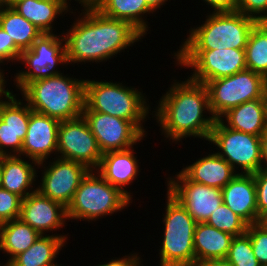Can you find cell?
Listing matches in <instances>:
<instances>
[{"mask_svg":"<svg viewBox=\"0 0 267 266\" xmlns=\"http://www.w3.org/2000/svg\"><path fill=\"white\" fill-rule=\"evenodd\" d=\"M75 20L62 32L71 65L107 62L144 38L129 22L107 17L97 9H82Z\"/></svg>","mask_w":267,"mask_h":266,"instance_id":"1","label":"cell"},{"mask_svg":"<svg viewBox=\"0 0 267 266\" xmlns=\"http://www.w3.org/2000/svg\"><path fill=\"white\" fill-rule=\"evenodd\" d=\"M173 81L151 111L152 118L155 117L165 140L172 143H182L188 137L208 141L216 118L211 113L205 84L189 77Z\"/></svg>","mask_w":267,"mask_h":266,"instance_id":"2","label":"cell"},{"mask_svg":"<svg viewBox=\"0 0 267 266\" xmlns=\"http://www.w3.org/2000/svg\"><path fill=\"white\" fill-rule=\"evenodd\" d=\"M85 79L64 74L29 83L20 93L32 111L70 120L82 115Z\"/></svg>","mask_w":267,"mask_h":266,"instance_id":"3","label":"cell"},{"mask_svg":"<svg viewBox=\"0 0 267 266\" xmlns=\"http://www.w3.org/2000/svg\"><path fill=\"white\" fill-rule=\"evenodd\" d=\"M141 91L121 82L86 79L84 105L91 111L130 121L146 137L147 128L144 129L143 125L152 113L149 112V99Z\"/></svg>","mask_w":267,"mask_h":266,"instance_id":"4","label":"cell"},{"mask_svg":"<svg viewBox=\"0 0 267 266\" xmlns=\"http://www.w3.org/2000/svg\"><path fill=\"white\" fill-rule=\"evenodd\" d=\"M210 13L203 24L189 29L178 50L245 49L258 21L238 11Z\"/></svg>","mask_w":267,"mask_h":266,"instance_id":"5","label":"cell"},{"mask_svg":"<svg viewBox=\"0 0 267 266\" xmlns=\"http://www.w3.org/2000/svg\"><path fill=\"white\" fill-rule=\"evenodd\" d=\"M133 201L118 187L107 182L96 170L81 180L67 207L68 220L97 221L129 207Z\"/></svg>","mask_w":267,"mask_h":266,"instance_id":"6","label":"cell"},{"mask_svg":"<svg viewBox=\"0 0 267 266\" xmlns=\"http://www.w3.org/2000/svg\"><path fill=\"white\" fill-rule=\"evenodd\" d=\"M159 266H191L195 262L194 230L197 222L168 190Z\"/></svg>","mask_w":267,"mask_h":266,"instance_id":"7","label":"cell"},{"mask_svg":"<svg viewBox=\"0 0 267 266\" xmlns=\"http://www.w3.org/2000/svg\"><path fill=\"white\" fill-rule=\"evenodd\" d=\"M18 63L27 68L17 71L13 77V84L20 92L33 81L62 74L59 64L69 65L63 34H42L30 49L21 52Z\"/></svg>","mask_w":267,"mask_h":266,"instance_id":"8","label":"cell"},{"mask_svg":"<svg viewBox=\"0 0 267 266\" xmlns=\"http://www.w3.org/2000/svg\"><path fill=\"white\" fill-rule=\"evenodd\" d=\"M171 55L175 66L192 69L188 77L203 84L247 69L245 49L177 50Z\"/></svg>","mask_w":267,"mask_h":266,"instance_id":"9","label":"cell"},{"mask_svg":"<svg viewBox=\"0 0 267 266\" xmlns=\"http://www.w3.org/2000/svg\"><path fill=\"white\" fill-rule=\"evenodd\" d=\"M208 142L211 146L213 144V147L217 146L216 153L224 158L237 174H255L261 170V136L228 128L216 119Z\"/></svg>","mask_w":267,"mask_h":266,"instance_id":"10","label":"cell"},{"mask_svg":"<svg viewBox=\"0 0 267 266\" xmlns=\"http://www.w3.org/2000/svg\"><path fill=\"white\" fill-rule=\"evenodd\" d=\"M266 79L252 70H243L228 77L205 83L209 105L216 119L244 102L261 98Z\"/></svg>","mask_w":267,"mask_h":266,"instance_id":"11","label":"cell"},{"mask_svg":"<svg viewBox=\"0 0 267 266\" xmlns=\"http://www.w3.org/2000/svg\"><path fill=\"white\" fill-rule=\"evenodd\" d=\"M57 138V157L79 162L89 170L98 168L103 154L83 115L60 121Z\"/></svg>","mask_w":267,"mask_h":266,"instance_id":"12","label":"cell"},{"mask_svg":"<svg viewBox=\"0 0 267 266\" xmlns=\"http://www.w3.org/2000/svg\"><path fill=\"white\" fill-rule=\"evenodd\" d=\"M46 161L47 160L39 162L37 166L38 169H43L41 170V182L40 185L36 187V190L41 195L46 196L67 208L70 205L81 180L90 170L79 162L59 157L52 158V161H47L48 163Z\"/></svg>","mask_w":267,"mask_h":266,"instance_id":"13","label":"cell"},{"mask_svg":"<svg viewBox=\"0 0 267 266\" xmlns=\"http://www.w3.org/2000/svg\"><path fill=\"white\" fill-rule=\"evenodd\" d=\"M82 115L97 139L102 154L126 150L144 140L145 136L130 121L91 111L85 105Z\"/></svg>","mask_w":267,"mask_h":266,"instance_id":"14","label":"cell"},{"mask_svg":"<svg viewBox=\"0 0 267 266\" xmlns=\"http://www.w3.org/2000/svg\"><path fill=\"white\" fill-rule=\"evenodd\" d=\"M167 190L197 222H206L223 202L222 190L189 180L181 171L165 178Z\"/></svg>","mask_w":267,"mask_h":266,"instance_id":"15","label":"cell"},{"mask_svg":"<svg viewBox=\"0 0 267 266\" xmlns=\"http://www.w3.org/2000/svg\"><path fill=\"white\" fill-rule=\"evenodd\" d=\"M13 92L0 99V156L21 154L29 124L30 107Z\"/></svg>","mask_w":267,"mask_h":266,"instance_id":"16","label":"cell"},{"mask_svg":"<svg viewBox=\"0 0 267 266\" xmlns=\"http://www.w3.org/2000/svg\"><path fill=\"white\" fill-rule=\"evenodd\" d=\"M19 218L41 235L52 231V235L61 236L66 242L68 240V234H53V231H59L63 226L65 228L68 220L67 208L41 195L37 190L22 200Z\"/></svg>","mask_w":267,"mask_h":266,"instance_id":"17","label":"cell"},{"mask_svg":"<svg viewBox=\"0 0 267 266\" xmlns=\"http://www.w3.org/2000/svg\"><path fill=\"white\" fill-rule=\"evenodd\" d=\"M59 125L58 119L30 109L27 133L19 156L38 163L48 160L52 154L57 157Z\"/></svg>","mask_w":267,"mask_h":266,"instance_id":"18","label":"cell"},{"mask_svg":"<svg viewBox=\"0 0 267 266\" xmlns=\"http://www.w3.org/2000/svg\"><path fill=\"white\" fill-rule=\"evenodd\" d=\"M134 147L104 153L96 171L111 185L118 187L131 200L133 196L126 186L132 185L140 175V165ZM129 191V192H128Z\"/></svg>","mask_w":267,"mask_h":266,"instance_id":"19","label":"cell"},{"mask_svg":"<svg viewBox=\"0 0 267 266\" xmlns=\"http://www.w3.org/2000/svg\"><path fill=\"white\" fill-rule=\"evenodd\" d=\"M221 190L225 205L248 224L258 223L254 174H236Z\"/></svg>","mask_w":267,"mask_h":266,"instance_id":"20","label":"cell"},{"mask_svg":"<svg viewBox=\"0 0 267 266\" xmlns=\"http://www.w3.org/2000/svg\"><path fill=\"white\" fill-rule=\"evenodd\" d=\"M32 161V162H31ZM38 162L19 155L2 156V185L1 188L26 198L36 191L38 178ZM34 185V187H33ZM35 188V189H34ZM29 190V191H28Z\"/></svg>","mask_w":267,"mask_h":266,"instance_id":"21","label":"cell"},{"mask_svg":"<svg viewBox=\"0 0 267 266\" xmlns=\"http://www.w3.org/2000/svg\"><path fill=\"white\" fill-rule=\"evenodd\" d=\"M207 155L196 159L190 165L183 166L181 172L193 182L222 189L237 173L216 152Z\"/></svg>","mask_w":267,"mask_h":266,"instance_id":"22","label":"cell"},{"mask_svg":"<svg viewBox=\"0 0 267 266\" xmlns=\"http://www.w3.org/2000/svg\"><path fill=\"white\" fill-rule=\"evenodd\" d=\"M10 7L35 25L43 34L55 33L53 25L58 16L63 18L68 12L76 15L73 9L71 11L67 7L65 0H17Z\"/></svg>","mask_w":267,"mask_h":266,"instance_id":"23","label":"cell"},{"mask_svg":"<svg viewBox=\"0 0 267 266\" xmlns=\"http://www.w3.org/2000/svg\"><path fill=\"white\" fill-rule=\"evenodd\" d=\"M219 120L228 128L255 136H261L267 130L261 98L229 109Z\"/></svg>","mask_w":267,"mask_h":266,"instance_id":"24","label":"cell"},{"mask_svg":"<svg viewBox=\"0 0 267 266\" xmlns=\"http://www.w3.org/2000/svg\"><path fill=\"white\" fill-rule=\"evenodd\" d=\"M234 237L206 222L197 223L194 230L195 261L225 258Z\"/></svg>","mask_w":267,"mask_h":266,"instance_id":"25","label":"cell"},{"mask_svg":"<svg viewBox=\"0 0 267 266\" xmlns=\"http://www.w3.org/2000/svg\"><path fill=\"white\" fill-rule=\"evenodd\" d=\"M67 242L57 235H41L26 251L19 253L10 266H60L55 261ZM56 262V263H55Z\"/></svg>","mask_w":267,"mask_h":266,"instance_id":"26","label":"cell"},{"mask_svg":"<svg viewBox=\"0 0 267 266\" xmlns=\"http://www.w3.org/2000/svg\"><path fill=\"white\" fill-rule=\"evenodd\" d=\"M96 9L107 17L129 22L143 36L150 28L145 17L154 13L145 0H103Z\"/></svg>","mask_w":267,"mask_h":266,"instance_id":"27","label":"cell"},{"mask_svg":"<svg viewBox=\"0 0 267 266\" xmlns=\"http://www.w3.org/2000/svg\"><path fill=\"white\" fill-rule=\"evenodd\" d=\"M41 234L20 218L0 225V251L7 254L9 263L19 253L26 251Z\"/></svg>","mask_w":267,"mask_h":266,"instance_id":"28","label":"cell"},{"mask_svg":"<svg viewBox=\"0 0 267 266\" xmlns=\"http://www.w3.org/2000/svg\"><path fill=\"white\" fill-rule=\"evenodd\" d=\"M0 27L8 33L21 51L30 49L43 34L35 25L7 5L0 10Z\"/></svg>","mask_w":267,"mask_h":266,"instance_id":"29","label":"cell"},{"mask_svg":"<svg viewBox=\"0 0 267 266\" xmlns=\"http://www.w3.org/2000/svg\"><path fill=\"white\" fill-rule=\"evenodd\" d=\"M245 58L247 69L267 80V21L257 22L251 30L245 47Z\"/></svg>","mask_w":267,"mask_h":266,"instance_id":"30","label":"cell"},{"mask_svg":"<svg viewBox=\"0 0 267 266\" xmlns=\"http://www.w3.org/2000/svg\"><path fill=\"white\" fill-rule=\"evenodd\" d=\"M206 223L233 236L245 234L249 225L223 202L212 212Z\"/></svg>","mask_w":267,"mask_h":266,"instance_id":"31","label":"cell"},{"mask_svg":"<svg viewBox=\"0 0 267 266\" xmlns=\"http://www.w3.org/2000/svg\"><path fill=\"white\" fill-rule=\"evenodd\" d=\"M225 258L233 266H261L253 253L250 237L246 233L233 238Z\"/></svg>","mask_w":267,"mask_h":266,"instance_id":"32","label":"cell"},{"mask_svg":"<svg viewBox=\"0 0 267 266\" xmlns=\"http://www.w3.org/2000/svg\"><path fill=\"white\" fill-rule=\"evenodd\" d=\"M22 200L17 194L0 188V225L20 217Z\"/></svg>","mask_w":267,"mask_h":266,"instance_id":"33","label":"cell"},{"mask_svg":"<svg viewBox=\"0 0 267 266\" xmlns=\"http://www.w3.org/2000/svg\"><path fill=\"white\" fill-rule=\"evenodd\" d=\"M246 234L250 237L252 250L261 266H267V230L258 223L249 224Z\"/></svg>","mask_w":267,"mask_h":266,"instance_id":"34","label":"cell"},{"mask_svg":"<svg viewBox=\"0 0 267 266\" xmlns=\"http://www.w3.org/2000/svg\"><path fill=\"white\" fill-rule=\"evenodd\" d=\"M237 11L258 22L267 21V0H238Z\"/></svg>","mask_w":267,"mask_h":266,"instance_id":"35","label":"cell"},{"mask_svg":"<svg viewBox=\"0 0 267 266\" xmlns=\"http://www.w3.org/2000/svg\"><path fill=\"white\" fill-rule=\"evenodd\" d=\"M21 52L8 33L0 27V63L4 66L10 62L18 64Z\"/></svg>","mask_w":267,"mask_h":266,"instance_id":"36","label":"cell"},{"mask_svg":"<svg viewBox=\"0 0 267 266\" xmlns=\"http://www.w3.org/2000/svg\"><path fill=\"white\" fill-rule=\"evenodd\" d=\"M259 218L267 212V171L259 170L254 174Z\"/></svg>","mask_w":267,"mask_h":266,"instance_id":"37","label":"cell"},{"mask_svg":"<svg viewBox=\"0 0 267 266\" xmlns=\"http://www.w3.org/2000/svg\"><path fill=\"white\" fill-rule=\"evenodd\" d=\"M125 255L122 258L113 257V259L109 260L108 262L104 261L101 264H97L95 266H140L143 263L141 255L139 253H133ZM139 255V256H138Z\"/></svg>","mask_w":267,"mask_h":266,"instance_id":"38","label":"cell"},{"mask_svg":"<svg viewBox=\"0 0 267 266\" xmlns=\"http://www.w3.org/2000/svg\"><path fill=\"white\" fill-rule=\"evenodd\" d=\"M212 12H233L237 11L238 0H202Z\"/></svg>","mask_w":267,"mask_h":266,"instance_id":"39","label":"cell"},{"mask_svg":"<svg viewBox=\"0 0 267 266\" xmlns=\"http://www.w3.org/2000/svg\"><path fill=\"white\" fill-rule=\"evenodd\" d=\"M191 266H233L226 258L195 261Z\"/></svg>","mask_w":267,"mask_h":266,"instance_id":"40","label":"cell"},{"mask_svg":"<svg viewBox=\"0 0 267 266\" xmlns=\"http://www.w3.org/2000/svg\"><path fill=\"white\" fill-rule=\"evenodd\" d=\"M261 170L267 171V130L261 135Z\"/></svg>","mask_w":267,"mask_h":266,"instance_id":"41","label":"cell"},{"mask_svg":"<svg viewBox=\"0 0 267 266\" xmlns=\"http://www.w3.org/2000/svg\"><path fill=\"white\" fill-rule=\"evenodd\" d=\"M67 7L71 10L72 8H70V2L71 0H65ZM77 3L79 2V4H81L80 6L83 7L82 9H96L102 2L103 0H74Z\"/></svg>","mask_w":267,"mask_h":266,"instance_id":"42","label":"cell"},{"mask_svg":"<svg viewBox=\"0 0 267 266\" xmlns=\"http://www.w3.org/2000/svg\"><path fill=\"white\" fill-rule=\"evenodd\" d=\"M1 66L3 67V65L0 63V99L8 96L13 91V90H9L8 88L7 89L5 88L7 86L6 84L9 79H5L7 78V77H4L5 70L4 68L2 69Z\"/></svg>","mask_w":267,"mask_h":266,"instance_id":"43","label":"cell"},{"mask_svg":"<svg viewBox=\"0 0 267 266\" xmlns=\"http://www.w3.org/2000/svg\"><path fill=\"white\" fill-rule=\"evenodd\" d=\"M146 4L156 13L168 0H145ZM171 1V0H169Z\"/></svg>","mask_w":267,"mask_h":266,"instance_id":"44","label":"cell"},{"mask_svg":"<svg viewBox=\"0 0 267 266\" xmlns=\"http://www.w3.org/2000/svg\"><path fill=\"white\" fill-rule=\"evenodd\" d=\"M261 101L263 105V111H264V118L267 124V81L264 85L263 91H262V96H261Z\"/></svg>","mask_w":267,"mask_h":266,"instance_id":"45","label":"cell"},{"mask_svg":"<svg viewBox=\"0 0 267 266\" xmlns=\"http://www.w3.org/2000/svg\"><path fill=\"white\" fill-rule=\"evenodd\" d=\"M258 224L267 230V212L259 218Z\"/></svg>","mask_w":267,"mask_h":266,"instance_id":"46","label":"cell"},{"mask_svg":"<svg viewBox=\"0 0 267 266\" xmlns=\"http://www.w3.org/2000/svg\"><path fill=\"white\" fill-rule=\"evenodd\" d=\"M2 185V156H0V188Z\"/></svg>","mask_w":267,"mask_h":266,"instance_id":"47","label":"cell"},{"mask_svg":"<svg viewBox=\"0 0 267 266\" xmlns=\"http://www.w3.org/2000/svg\"><path fill=\"white\" fill-rule=\"evenodd\" d=\"M17 0H2L4 5L10 6L12 3H14Z\"/></svg>","mask_w":267,"mask_h":266,"instance_id":"48","label":"cell"},{"mask_svg":"<svg viewBox=\"0 0 267 266\" xmlns=\"http://www.w3.org/2000/svg\"><path fill=\"white\" fill-rule=\"evenodd\" d=\"M0 266H10V265L8 263L4 264V262H2V263L0 262Z\"/></svg>","mask_w":267,"mask_h":266,"instance_id":"49","label":"cell"},{"mask_svg":"<svg viewBox=\"0 0 267 266\" xmlns=\"http://www.w3.org/2000/svg\"><path fill=\"white\" fill-rule=\"evenodd\" d=\"M4 6L2 0H0V10L2 9V7Z\"/></svg>","mask_w":267,"mask_h":266,"instance_id":"50","label":"cell"}]
</instances>
